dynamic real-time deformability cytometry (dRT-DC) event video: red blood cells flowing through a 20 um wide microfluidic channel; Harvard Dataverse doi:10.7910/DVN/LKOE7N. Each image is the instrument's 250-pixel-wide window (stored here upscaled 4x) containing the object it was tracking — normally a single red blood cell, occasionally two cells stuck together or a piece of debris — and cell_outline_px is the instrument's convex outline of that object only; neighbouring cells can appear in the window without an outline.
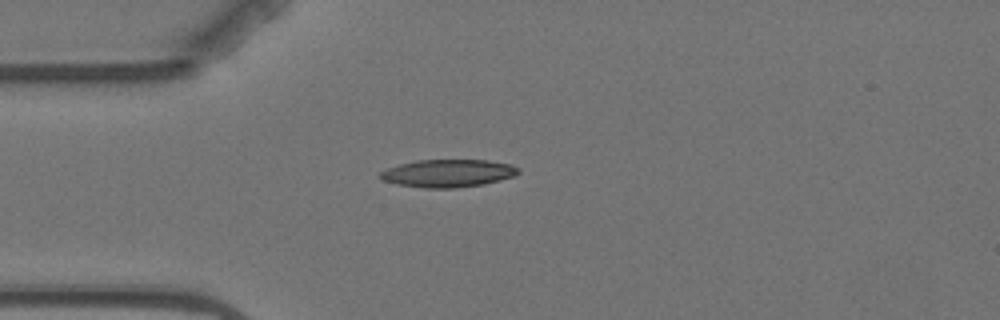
{"species": "Egyptian fruit bat (a non-hibernating species)", "species_latin": "Rousettus aegyptiacus", "temperature_condition": "warm", "stored_images_in_passage": 4, "camera_frame_rate_fps": 3000, "um_per_image_px": 0.085, "animal": {"sex": "female"}, "frame": {"image": 1, "passage_image": 4, "time_ms": 3.667, "image_size_px": [1000, 320], "cell_outline_px": [[520, 172], [516, 176], [484, 184], [456, 188], [424, 188], [396, 184], [384, 180], [376, 176], [380, 172], [388, 168], [400, 164], [416, 160], [488, 160], [512, 164], [520, 168]], "centroid_in_image_um": [38.11, 14.73], "position_along_channel_um": 46.9, "area_um2": 22.54}}